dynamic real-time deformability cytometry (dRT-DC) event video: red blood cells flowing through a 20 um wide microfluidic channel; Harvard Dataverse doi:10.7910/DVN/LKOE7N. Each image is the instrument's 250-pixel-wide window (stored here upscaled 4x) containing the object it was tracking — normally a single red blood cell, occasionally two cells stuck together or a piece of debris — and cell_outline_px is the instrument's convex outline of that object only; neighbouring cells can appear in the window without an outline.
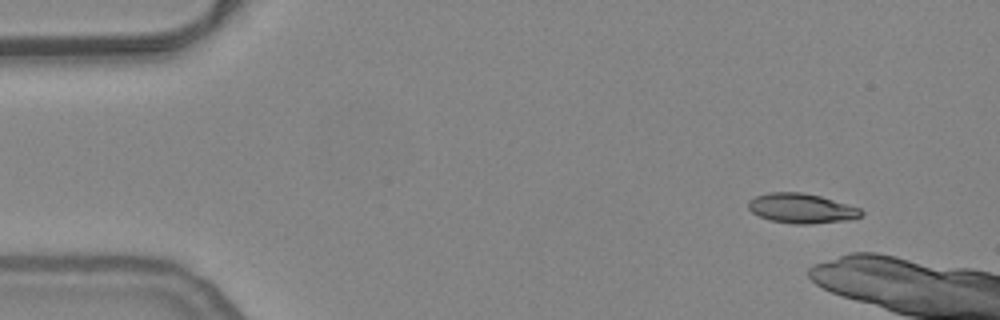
{"species": "common noctule bat (a hibernating species)", "species_latin": "Nyctalus noctula", "temperature_condition": "warm", "stored_images_in_passage": 6, "camera_frame_rate_fps": 3000, "um_per_image_px": 0.085, "animal": {"sex": "female", "body_mass_g": 24.6, "forearm_length_mm": 56.2}, "frame": {"image": 1, "passage_image": 1, "time_ms": 0.0, "image_size_px": [1000, 320], "cell_outline_px": [[864, 212], [860, 216], [844, 220], [808, 224], [796, 224], [768, 220], [752, 212], [748, 208], [748, 200], [756, 196], [768, 192], [800, 192], [820, 196], [860, 208]], "centroid_in_image_um": [68.08, 17.7], "position_along_channel_um": 16.9, "area_um2": 19.36}}